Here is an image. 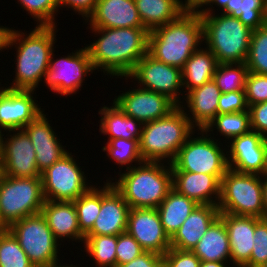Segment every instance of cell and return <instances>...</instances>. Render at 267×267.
<instances>
[{
  "mask_svg": "<svg viewBox=\"0 0 267 267\" xmlns=\"http://www.w3.org/2000/svg\"><path fill=\"white\" fill-rule=\"evenodd\" d=\"M126 232L144 251L164 255L170 248V238L161 224L156 208H130Z\"/></svg>",
  "mask_w": 267,
  "mask_h": 267,
  "instance_id": "cell-16",
  "label": "cell"
},
{
  "mask_svg": "<svg viewBox=\"0 0 267 267\" xmlns=\"http://www.w3.org/2000/svg\"><path fill=\"white\" fill-rule=\"evenodd\" d=\"M219 216L217 205H198L170 238L171 248L191 251Z\"/></svg>",
  "mask_w": 267,
  "mask_h": 267,
  "instance_id": "cell-25",
  "label": "cell"
},
{
  "mask_svg": "<svg viewBox=\"0 0 267 267\" xmlns=\"http://www.w3.org/2000/svg\"><path fill=\"white\" fill-rule=\"evenodd\" d=\"M2 129L0 128V150H1V145H2V139H3V136L4 134H2Z\"/></svg>",
  "mask_w": 267,
  "mask_h": 267,
  "instance_id": "cell-55",
  "label": "cell"
},
{
  "mask_svg": "<svg viewBox=\"0 0 267 267\" xmlns=\"http://www.w3.org/2000/svg\"><path fill=\"white\" fill-rule=\"evenodd\" d=\"M198 131L201 132L198 135H202L196 138L191 135L188 138L171 163V170L225 175L229 165L223 145H220L216 139L214 141L210 134H205L203 129Z\"/></svg>",
  "mask_w": 267,
  "mask_h": 267,
  "instance_id": "cell-10",
  "label": "cell"
},
{
  "mask_svg": "<svg viewBox=\"0 0 267 267\" xmlns=\"http://www.w3.org/2000/svg\"><path fill=\"white\" fill-rule=\"evenodd\" d=\"M87 20L90 28L144 27L134 0H97Z\"/></svg>",
  "mask_w": 267,
  "mask_h": 267,
  "instance_id": "cell-22",
  "label": "cell"
},
{
  "mask_svg": "<svg viewBox=\"0 0 267 267\" xmlns=\"http://www.w3.org/2000/svg\"><path fill=\"white\" fill-rule=\"evenodd\" d=\"M117 235H85V252L96 262V267H116Z\"/></svg>",
  "mask_w": 267,
  "mask_h": 267,
  "instance_id": "cell-34",
  "label": "cell"
},
{
  "mask_svg": "<svg viewBox=\"0 0 267 267\" xmlns=\"http://www.w3.org/2000/svg\"><path fill=\"white\" fill-rule=\"evenodd\" d=\"M207 2L208 0H185L183 8L185 11H199Z\"/></svg>",
  "mask_w": 267,
  "mask_h": 267,
  "instance_id": "cell-49",
  "label": "cell"
},
{
  "mask_svg": "<svg viewBox=\"0 0 267 267\" xmlns=\"http://www.w3.org/2000/svg\"><path fill=\"white\" fill-rule=\"evenodd\" d=\"M78 166L71 153H67L42 172V186L45 200L75 201L87 192L88 186L84 171Z\"/></svg>",
  "mask_w": 267,
  "mask_h": 267,
  "instance_id": "cell-11",
  "label": "cell"
},
{
  "mask_svg": "<svg viewBox=\"0 0 267 267\" xmlns=\"http://www.w3.org/2000/svg\"><path fill=\"white\" fill-rule=\"evenodd\" d=\"M106 181L101 189L100 212L86 235H119L126 232L130 207L112 183Z\"/></svg>",
  "mask_w": 267,
  "mask_h": 267,
  "instance_id": "cell-19",
  "label": "cell"
},
{
  "mask_svg": "<svg viewBox=\"0 0 267 267\" xmlns=\"http://www.w3.org/2000/svg\"><path fill=\"white\" fill-rule=\"evenodd\" d=\"M41 213L58 242L60 239L62 241L63 238H69L84 243L85 235L79 228L73 201L45 200Z\"/></svg>",
  "mask_w": 267,
  "mask_h": 267,
  "instance_id": "cell-24",
  "label": "cell"
},
{
  "mask_svg": "<svg viewBox=\"0 0 267 267\" xmlns=\"http://www.w3.org/2000/svg\"><path fill=\"white\" fill-rule=\"evenodd\" d=\"M164 267H200L201 260L190 250L170 248L164 255Z\"/></svg>",
  "mask_w": 267,
  "mask_h": 267,
  "instance_id": "cell-45",
  "label": "cell"
},
{
  "mask_svg": "<svg viewBox=\"0 0 267 267\" xmlns=\"http://www.w3.org/2000/svg\"><path fill=\"white\" fill-rule=\"evenodd\" d=\"M61 263H59V265H58V263L57 264H54V265H50V266H47V267H75L76 265H70V266H68V264H66V265H60ZM77 267V266H76Z\"/></svg>",
  "mask_w": 267,
  "mask_h": 267,
  "instance_id": "cell-54",
  "label": "cell"
},
{
  "mask_svg": "<svg viewBox=\"0 0 267 267\" xmlns=\"http://www.w3.org/2000/svg\"><path fill=\"white\" fill-rule=\"evenodd\" d=\"M129 77L134 78L139 87L163 94L177 106L183 104L180 98L182 94L180 89L183 91L181 68L160 62L147 53L125 79Z\"/></svg>",
  "mask_w": 267,
  "mask_h": 267,
  "instance_id": "cell-13",
  "label": "cell"
},
{
  "mask_svg": "<svg viewBox=\"0 0 267 267\" xmlns=\"http://www.w3.org/2000/svg\"><path fill=\"white\" fill-rule=\"evenodd\" d=\"M101 114L99 131L108 135L110 139H138L140 140L143 123L127 116L116 104L105 106L98 112Z\"/></svg>",
  "mask_w": 267,
  "mask_h": 267,
  "instance_id": "cell-28",
  "label": "cell"
},
{
  "mask_svg": "<svg viewBox=\"0 0 267 267\" xmlns=\"http://www.w3.org/2000/svg\"><path fill=\"white\" fill-rule=\"evenodd\" d=\"M217 65L216 57L207 47L197 49L182 68L183 90L187 89L184 93L212 80Z\"/></svg>",
  "mask_w": 267,
  "mask_h": 267,
  "instance_id": "cell-31",
  "label": "cell"
},
{
  "mask_svg": "<svg viewBox=\"0 0 267 267\" xmlns=\"http://www.w3.org/2000/svg\"><path fill=\"white\" fill-rule=\"evenodd\" d=\"M53 58L52 52L44 82L52 92L63 96L76 94V91L82 87L84 77L94 71L86 47L56 59V61Z\"/></svg>",
  "mask_w": 267,
  "mask_h": 267,
  "instance_id": "cell-12",
  "label": "cell"
},
{
  "mask_svg": "<svg viewBox=\"0 0 267 267\" xmlns=\"http://www.w3.org/2000/svg\"><path fill=\"white\" fill-rule=\"evenodd\" d=\"M262 176L228 169L221 178L220 213L265 218Z\"/></svg>",
  "mask_w": 267,
  "mask_h": 267,
  "instance_id": "cell-7",
  "label": "cell"
},
{
  "mask_svg": "<svg viewBox=\"0 0 267 267\" xmlns=\"http://www.w3.org/2000/svg\"><path fill=\"white\" fill-rule=\"evenodd\" d=\"M143 26L148 31L176 20L183 12L181 0H134Z\"/></svg>",
  "mask_w": 267,
  "mask_h": 267,
  "instance_id": "cell-29",
  "label": "cell"
},
{
  "mask_svg": "<svg viewBox=\"0 0 267 267\" xmlns=\"http://www.w3.org/2000/svg\"><path fill=\"white\" fill-rule=\"evenodd\" d=\"M8 132L10 136L2 139L0 173L17 178L41 177L34 146L27 133L23 129L12 130L13 135Z\"/></svg>",
  "mask_w": 267,
  "mask_h": 267,
  "instance_id": "cell-14",
  "label": "cell"
},
{
  "mask_svg": "<svg viewBox=\"0 0 267 267\" xmlns=\"http://www.w3.org/2000/svg\"><path fill=\"white\" fill-rule=\"evenodd\" d=\"M106 144L102 150L107 151L108 158L114 160L117 165H127L126 170L131 168L132 162L137 165L144 162L140 154L138 139H110Z\"/></svg>",
  "mask_w": 267,
  "mask_h": 267,
  "instance_id": "cell-38",
  "label": "cell"
},
{
  "mask_svg": "<svg viewBox=\"0 0 267 267\" xmlns=\"http://www.w3.org/2000/svg\"><path fill=\"white\" fill-rule=\"evenodd\" d=\"M263 10H264V19L265 22L267 23V0H264L263 2Z\"/></svg>",
  "mask_w": 267,
  "mask_h": 267,
  "instance_id": "cell-53",
  "label": "cell"
},
{
  "mask_svg": "<svg viewBox=\"0 0 267 267\" xmlns=\"http://www.w3.org/2000/svg\"><path fill=\"white\" fill-rule=\"evenodd\" d=\"M253 241L250 260L243 267H261L267 264V218H261L255 224Z\"/></svg>",
  "mask_w": 267,
  "mask_h": 267,
  "instance_id": "cell-41",
  "label": "cell"
},
{
  "mask_svg": "<svg viewBox=\"0 0 267 267\" xmlns=\"http://www.w3.org/2000/svg\"><path fill=\"white\" fill-rule=\"evenodd\" d=\"M33 90L0 89V128L6 131L23 129L43 110L33 97ZM34 98V99H33Z\"/></svg>",
  "mask_w": 267,
  "mask_h": 267,
  "instance_id": "cell-18",
  "label": "cell"
},
{
  "mask_svg": "<svg viewBox=\"0 0 267 267\" xmlns=\"http://www.w3.org/2000/svg\"><path fill=\"white\" fill-rule=\"evenodd\" d=\"M245 64L248 72L267 75V23L252 30Z\"/></svg>",
  "mask_w": 267,
  "mask_h": 267,
  "instance_id": "cell-37",
  "label": "cell"
},
{
  "mask_svg": "<svg viewBox=\"0 0 267 267\" xmlns=\"http://www.w3.org/2000/svg\"><path fill=\"white\" fill-rule=\"evenodd\" d=\"M97 0H59V7L72 8L76 13L82 15L84 20L93 13Z\"/></svg>",
  "mask_w": 267,
  "mask_h": 267,
  "instance_id": "cell-48",
  "label": "cell"
},
{
  "mask_svg": "<svg viewBox=\"0 0 267 267\" xmlns=\"http://www.w3.org/2000/svg\"><path fill=\"white\" fill-rule=\"evenodd\" d=\"M91 29L101 35L86 46L93 68L110 77H128L148 53L149 31L144 27Z\"/></svg>",
  "mask_w": 267,
  "mask_h": 267,
  "instance_id": "cell-1",
  "label": "cell"
},
{
  "mask_svg": "<svg viewBox=\"0 0 267 267\" xmlns=\"http://www.w3.org/2000/svg\"><path fill=\"white\" fill-rule=\"evenodd\" d=\"M198 205L194 200L177 193L174 189L168 192L166 198L156 209L169 238L175 234Z\"/></svg>",
  "mask_w": 267,
  "mask_h": 267,
  "instance_id": "cell-32",
  "label": "cell"
},
{
  "mask_svg": "<svg viewBox=\"0 0 267 267\" xmlns=\"http://www.w3.org/2000/svg\"><path fill=\"white\" fill-rule=\"evenodd\" d=\"M248 68L245 63H218L213 80L221 93L245 89Z\"/></svg>",
  "mask_w": 267,
  "mask_h": 267,
  "instance_id": "cell-36",
  "label": "cell"
},
{
  "mask_svg": "<svg viewBox=\"0 0 267 267\" xmlns=\"http://www.w3.org/2000/svg\"><path fill=\"white\" fill-rule=\"evenodd\" d=\"M221 95L220 89L216 82L212 79L201 87L189 91L184 96L186 97L188 113L191 124L197 128L196 130L204 129L207 124L218 114V101Z\"/></svg>",
  "mask_w": 267,
  "mask_h": 267,
  "instance_id": "cell-26",
  "label": "cell"
},
{
  "mask_svg": "<svg viewBox=\"0 0 267 267\" xmlns=\"http://www.w3.org/2000/svg\"><path fill=\"white\" fill-rule=\"evenodd\" d=\"M7 229L35 267H47L59 262L57 254L60 244L41 212L15 221Z\"/></svg>",
  "mask_w": 267,
  "mask_h": 267,
  "instance_id": "cell-9",
  "label": "cell"
},
{
  "mask_svg": "<svg viewBox=\"0 0 267 267\" xmlns=\"http://www.w3.org/2000/svg\"><path fill=\"white\" fill-rule=\"evenodd\" d=\"M227 147L229 151L225 150V152L228 153L229 169L261 176L267 172L266 139L262 134L250 130L248 133L232 138Z\"/></svg>",
  "mask_w": 267,
  "mask_h": 267,
  "instance_id": "cell-15",
  "label": "cell"
},
{
  "mask_svg": "<svg viewBox=\"0 0 267 267\" xmlns=\"http://www.w3.org/2000/svg\"><path fill=\"white\" fill-rule=\"evenodd\" d=\"M99 188L100 186L96 188L94 185L73 201L78 217V225L84 235L92 229L101 209V189Z\"/></svg>",
  "mask_w": 267,
  "mask_h": 267,
  "instance_id": "cell-35",
  "label": "cell"
},
{
  "mask_svg": "<svg viewBox=\"0 0 267 267\" xmlns=\"http://www.w3.org/2000/svg\"><path fill=\"white\" fill-rule=\"evenodd\" d=\"M113 103L143 124L161 119L177 107L167 96L138 86L116 96Z\"/></svg>",
  "mask_w": 267,
  "mask_h": 267,
  "instance_id": "cell-17",
  "label": "cell"
},
{
  "mask_svg": "<svg viewBox=\"0 0 267 267\" xmlns=\"http://www.w3.org/2000/svg\"><path fill=\"white\" fill-rule=\"evenodd\" d=\"M143 252L140 244L129 233L117 235L116 267L132 261Z\"/></svg>",
  "mask_w": 267,
  "mask_h": 267,
  "instance_id": "cell-43",
  "label": "cell"
},
{
  "mask_svg": "<svg viewBox=\"0 0 267 267\" xmlns=\"http://www.w3.org/2000/svg\"><path fill=\"white\" fill-rule=\"evenodd\" d=\"M4 230V227L0 224V233Z\"/></svg>",
  "mask_w": 267,
  "mask_h": 267,
  "instance_id": "cell-56",
  "label": "cell"
},
{
  "mask_svg": "<svg viewBox=\"0 0 267 267\" xmlns=\"http://www.w3.org/2000/svg\"><path fill=\"white\" fill-rule=\"evenodd\" d=\"M214 128L222 136H225V141L226 138L231 140L234 137L248 133L251 130L249 111L217 114L203 130L205 133H209Z\"/></svg>",
  "mask_w": 267,
  "mask_h": 267,
  "instance_id": "cell-33",
  "label": "cell"
},
{
  "mask_svg": "<svg viewBox=\"0 0 267 267\" xmlns=\"http://www.w3.org/2000/svg\"><path fill=\"white\" fill-rule=\"evenodd\" d=\"M200 267H228L224 262L201 261Z\"/></svg>",
  "mask_w": 267,
  "mask_h": 267,
  "instance_id": "cell-52",
  "label": "cell"
},
{
  "mask_svg": "<svg viewBox=\"0 0 267 267\" xmlns=\"http://www.w3.org/2000/svg\"><path fill=\"white\" fill-rule=\"evenodd\" d=\"M245 90L221 93L218 101V114L248 110Z\"/></svg>",
  "mask_w": 267,
  "mask_h": 267,
  "instance_id": "cell-44",
  "label": "cell"
},
{
  "mask_svg": "<svg viewBox=\"0 0 267 267\" xmlns=\"http://www.w3.org/2000/svg\"><path fill=\"white\" fill-rule=\"evenodd\" d=\"M203 23V40L218 63H245L250 46L252 29L237 16L200 14Z\"/></svg>",
  "mask_w": 267,
  "mask_h": 267,
  "instance_id": "cell-6",
  "label": "cell"
},
{
  "mask_svg": "<svg viewBox=\"0 0 267 267\" xmlns=\"http://www.w3.org/2000/svg\"><path fill=\"white\" fill-rule=\"evenodd\" d=\"M44 203L41 177L17 178L0 173V224L4 228L40 213Z\"/></svg>",
  "mask_w": 267,
  "mask_h": 267,
  "instance_id": "cell-8",
  "label": "cell"
},
{
  "mask_svg": "<svg viewBox=\"0 0 267 267\" xmlns=\"http://www.w3.org/2000/svg\"><path fill=\"white\" fill-rule=\"evenodd\" d=\"M201 261L231 260L229 236L224 221L218 217L191 250Z\"/></svg>",
  "mask_w": 267,
  "mask_h": 267,
  "instance_id": "cell-27",
  "label": "cell"
},
{
  "mask_svg": "<svg viewBox=\"0 0 267 267\" xmlns=\"http://www.w3.org/2000/svg\"><path fill=\"white\" fill-rule=\"evenodd\" d=\"M11 28L0 26V51L6 48L7 40ZM2 49V50H1Z\"/></svg>",
  "mask_w": 267,
  "mask_h": 267,
  "instance_id": "cell-50",
  "label": "cell"
},
{
  "mask_svg": "<svg viewBox=\"0 0 267 267\" xmlns=\"http://www.w3.org/2000/svg\"><path fill=\"white\" fill-rule=\"evenodd\" d=\"M184 108L186 111L185 105L177 106L165 117L143 125L139 140L143 161L164 162L168 159L165 162L171 164L175 160L179 149L196 131Z\"/></svg>",
  "mask_w": 267,
  "mask_h": 267,
  "instance_id": "cell-5",
  "label": "cell"
},
{
  "mask_svg": "<svg viewBox=\"0 0 267 267\" xmlns=\"http://www.w3.org/2000/svg\"><path fill=\"white\" fill-rule=\"evenodd\" d=\"M263 183V207L265 212V218H267V172L262 176Z\"/></svg>",
  "mask_w": 267,
  "mask_h": 267,
  "instance_id": "cell-51",
  "label": "cell"
},
{
  "mask_svg": "<svg viewBox=\"0 0 267 267\" xmlns=\"http://www.w3.org/2000/svg\"><path fill=\"white\" fill-rule=\"evenodd\" d=\"M219 217L224 221L229 236L230 262L233 266L243 267L250 260L255 224L261 218L228 213H220Z\"/></svg>",
  "mask_w": 267,
  "mask_h": 267,
  "instance_id": "cell-23",
  "label": "cell"
},
{
  "mask_svg": "<svg viewBox=\"0 0 267 267\" xmlns=\"http://www.w3.org/2000/svg\"><path fill=\"white\" fill-rule=\"evenodd\" d=\"M264 0H208L205 6H212L209 8L200 9L199 14L214 13L213 4L222 8V12L227 15H235L239 20L250 29L255 30L263 26L266 22L264 19L263 10ZM213 11V12H211Z\"/></svg>",
  "mask_w": 267,
  "mask_h": 267,
  "instance_id": "cell-30",
  "label": "cell"
},
{
  "mask_svg": "<svg viewBox=\"0 0 267 267\" xmlns=\"http://www.w3.org/2000/svg\"><path fill=\"white\" fill-rule=\"evenodd\" d=\"M251 130L265 136L267 134V101L248 107Z\"/></svg>",
  "mask_w": 267,
  "mask_h": 267,
  "instance_id": "cell-46",
  "label": "cell"
},
{
  "mask_svg": "<svg viewBox=\"0 0 267 267\" xmlns=\"http://www.w3.org/2000/svg\"><path fill=\"white\" fill-rule=\"evenodd\" d=\"M248 106L267 101V75L248 72L245 80Z\"/></svg>",
  "mask_w": 267,
  "mask_h": 267,
  "instance_id": "cell-42",
  "label": "cell"
},
{
  "mask_svg": "<svg viewBox=\"0 0 267 267\" xmlns=\"http://www.w3.org/2000/svg\"><path fill=\"white\" fill-rule=\"evenodd\" d=\"M43 112L23 128L34 146L37 167L41 173L68 153Z\"/></svg>",
  "mask_w": 267,
  "mask_h": 267,
  "instance_id": "cell-20",
  "label": "cell"
},
{
  "mask_svg": "<svg viewBox=\"0 0 267 267\" xmlns=\"http://www.w3.org/2000/svg\"><path fill=\"white\" fill-rule=\"evenodd\" d=\"M126 171L111 183L130 208H157L172 189L169 163L144 161Z\"/></svg>",
  "mask_w": 267,
  "mask_h": 267,
  "instance_id": "cell-4",
  "label": "cell"
},
{
  "mask_svg": "<svg viewBox=\"0 0 267 267\" xmlns=\"http://www.w3.org/2000/svg\"><path fill=\"white\" fill-rule=\"evenodd\" d=\"M0 267H35L7 228L0 233Z\"/></svg>",
  "mask_w": 267,
  "mask_h": 267,
  "instance_id": "cell-39",
  "label": "cell"
},
{
  "mask_svg": "<svg viewBox=\"0 0 267 267\" xmlns=\"http://www.w3.org/2000/svg\"><path fill=\"white\" fill-rule=\"evenodd\" d=\"M119 267H164V260L162 255L144 251L137 258Z\"/></svg>",
  "mask_w": 267,
  "mask_h": 267,
  "instance_id": "cell-47",
  "label": "cell"
},
{
  "mask_svg": "<svg viewBox=\"0 0 267 267\" xmlns=\"http://www.w3.org/2000/svg\"><path fill=\"white\" fill-rule=\"evenodd\" d=\"M25 11L33 16L38 26H56L55 14L59 10V0H18Z\"/></svg>",
  "mask_w": 267,
  "mask_h": 267,
  "instance_id": "cell-40",
  "label": "cell"
},
{
  "mask_svg": "<svg viewBox=\"0 0 267 267\" xmlns=\"http://www.w3.org/2000/svg\"><path fill=\"white\" fill-rule=\"evenodd\" d=\"M57 26H38L28 35L22 31L10 29L7 46L16 47L15 80L6 86L14 90H35L46 71L56 40Z\"/></svg>",
  "mask_w": 267,
  "mask_h": 267,
  "instance_id": "cell-2",
  "label": "cell"
},
{
  "mask_svg": "<svg viewBox=\"0 0 267 267\" xmlns=\"http://www.w3.org/2000/svg\"><path fill=\"white\" fill-rule=\"evenodd\" d=\"M223 176L172 171V189L194 200L199 205H218Z\"/></svg>",
  "mask_w": 267,
  "mask_h": 267,
  "instance_id": "cell-21",
  "label": "cell"
},
{
  "mask_svg": "<svg viewBox=\"0 0 267 267\" xmlns=\"http://www.w3.org/2000/svg\"><path fill=\"white\" fill-rule=\"evenodd\" d=\"M203 41V23L199 12L185 11L176 20L149 31L148 54L160 62L182 69Z\"/></svg>",
  "mask_w": 267,
  "mask_h": 267,
  "instance_id": "cell-3",
  "label": "cell"
}]
</instances>
